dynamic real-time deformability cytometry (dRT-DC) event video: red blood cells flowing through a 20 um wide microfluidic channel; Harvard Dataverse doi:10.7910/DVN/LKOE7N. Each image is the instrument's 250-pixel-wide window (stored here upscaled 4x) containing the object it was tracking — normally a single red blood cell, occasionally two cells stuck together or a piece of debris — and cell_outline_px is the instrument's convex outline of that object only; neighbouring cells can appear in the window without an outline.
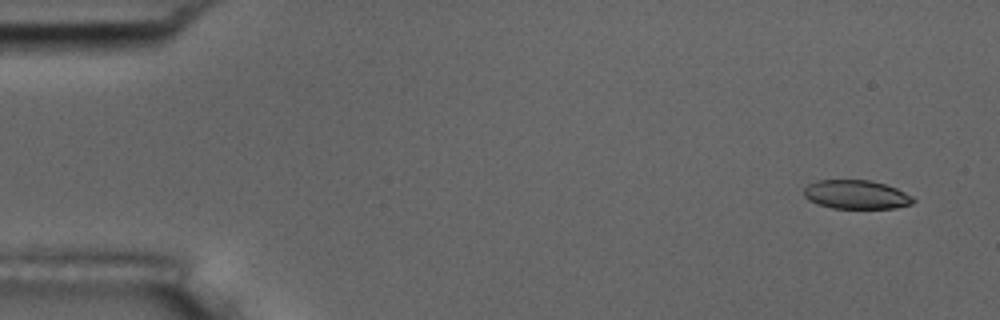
{"species": "common noctule bat (a hibernating species)", "species_latin": "Nyctalus noctula", "temperature_condition": "room temperature", "stored_images_in_passage": 4, "camera_frame_rate_fps": 3000, "um_per_image_px": 0.085, "animal": {"sex": "male", "body_mass_g": 17.5, "forearm_length_mm": 52.3}, "frame": {"image": 1, "passage_image": 1, "time_ms": 0.0, "image_size_px": [1000, 320], "cell_outline_px": [[916, 200], [912, 204], [896, 208], [832, 208], [816, 204], [808, 200], [804, 196], [804, 188], [808, 184], [816, 180], [872, 180], [896, 188], [912, 196]], "centroid_in_image_um": [72.76, 16.54], "position_along_channel_um": 12.2, "area_um2": 18.5}}
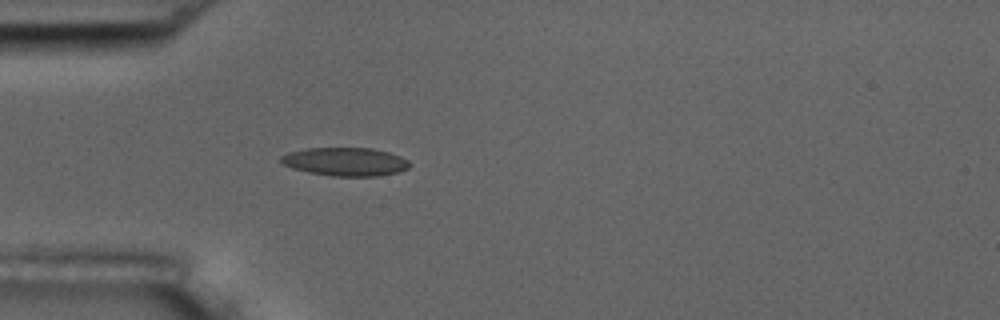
{"frame": {"image": 2, "passage_image": 4, "time_ms": 4.333, "image_size_px": [1000, 320], "cell_outline_px": [[412, 164], [408, 168], [400, 172], [376, 176], [332, 176], [308, 172], [292, 168], [284, 164], [280, 160], [280, 156], [288, 152], [308, 148], [372, 148], [388, 152], [400, 156], [408, 160]], "centroid_in_image_um": [29.37, 13.74], "position_along_channel_um": 55.6, "area_um2": 21.33}}